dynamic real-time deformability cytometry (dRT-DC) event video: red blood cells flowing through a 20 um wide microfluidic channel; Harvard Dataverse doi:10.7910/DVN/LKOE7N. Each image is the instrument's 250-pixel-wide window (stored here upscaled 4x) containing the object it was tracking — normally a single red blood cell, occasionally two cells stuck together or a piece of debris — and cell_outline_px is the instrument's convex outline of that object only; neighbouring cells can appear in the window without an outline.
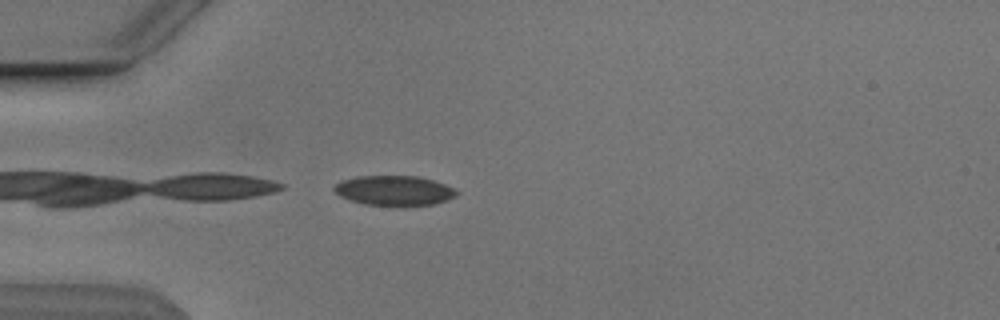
{"species": "Egyptian fruit bat (a non-hibernating species)", "species_latin": "Rousettus aegyptiacus", "temperature_condition": "cold", "stored_images_in_passage": 15, "camera_frame_rate_fps": 3000, "um_per_image_px": 0.085, "animal": {"sex": "male"}, "frame": {"image": 1, "passage_image": 15, "time_ms": 4.667, "image_size_px": [1000, 320], "cell_outline_px": [[460, 192], [456, 196], [448, 200], [432, 204], [404, 208], [400, 208], [364, 204], [348, 200], [340, 196], [332, 188], [340, 180], [356, 176], [416, 176], [432, 180], [444, 184]], "centroid_in_image_um": [33.49, 16.23], "position_along_channel_um": 51.5, "area_um2": 21.96}}